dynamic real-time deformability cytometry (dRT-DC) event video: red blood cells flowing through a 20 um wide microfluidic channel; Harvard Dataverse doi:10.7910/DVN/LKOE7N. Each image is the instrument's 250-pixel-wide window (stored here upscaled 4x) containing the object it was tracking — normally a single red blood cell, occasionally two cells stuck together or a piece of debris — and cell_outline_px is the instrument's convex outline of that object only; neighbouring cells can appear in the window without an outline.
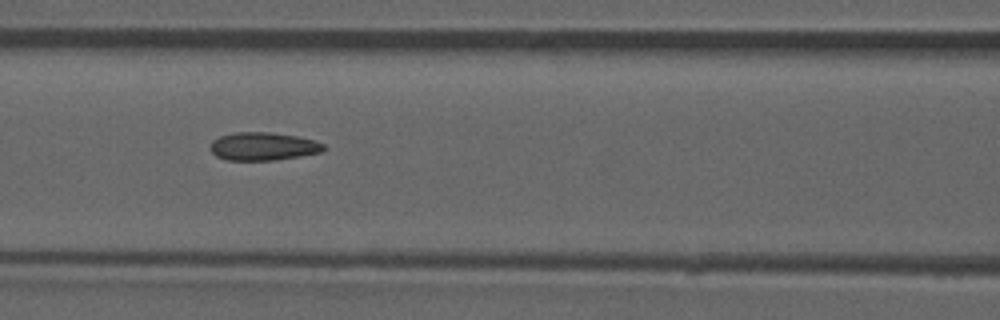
{"species": "common noctule bat (a hibernating species)", "species_latin": "Nyctalus noctula", "temperature_condition": "room temperature", "stored_images_in_passage": 35, "camera_frame_rate_fps": 3000, "um_per_image_px": 0.085, "animal": {"sex": "male", "forearm_length_mm": 52.5}, "frame": {"image": 1, "passage_image": 6, "time_ms": 1.667, "image_size_px": [1000, 320], "cell_outline_px": [[324, 148], [320, 152], [300, 156], [272, 160], [224, 160], [216, 156], [212, 152], [212, 140], [220, 136], [236, 132], [272, 132], [296, 136], [312, 140], [324, 144]], "centroid_in_image_um": [22.34, 12.44], "position_along_channel_um": 144.3, "area_um2": 18.32}}